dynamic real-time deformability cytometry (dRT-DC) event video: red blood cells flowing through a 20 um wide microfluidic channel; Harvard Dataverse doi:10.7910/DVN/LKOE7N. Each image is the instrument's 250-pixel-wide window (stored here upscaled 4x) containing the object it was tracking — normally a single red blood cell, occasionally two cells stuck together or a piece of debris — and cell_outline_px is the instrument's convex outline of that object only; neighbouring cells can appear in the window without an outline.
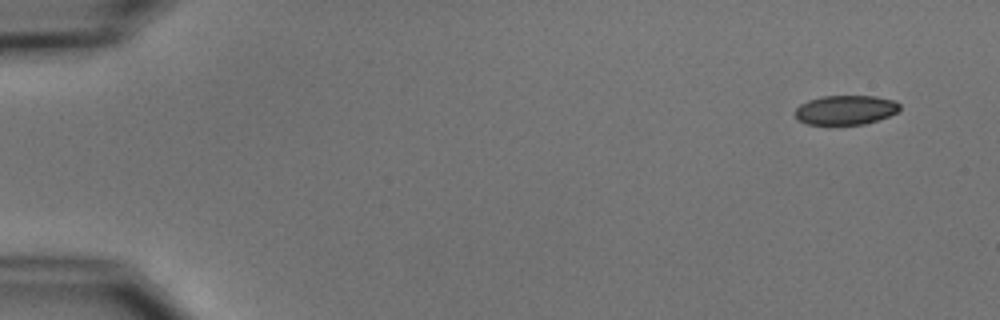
{"species": "common noctule bat (a hibernating species)", "species_latin": "Nyctalus noctula", "temperature_condition": "cold", "stored_images_in_passage": 4, "camera_frame_rate_fps": 3000, "um_per_image_px": 0.085, "animal": {"sex": "male", "body_mass_g": 15.6}, "frame": {"image": 1, "passage_image": 1, "time_ms": 0.0, "image_size_px": [1000, 320], "cell_outline_px": [[900, 108], [896, 112], [888, 116], [864, 124], [808, 124], [796, 120], [796, 108], [800, 104], [808, 100], [820, 96], [876, 96], [896, 100], [900, 104]], "centroid_in_image_um": [71.87, 9.33], "position_along_channel_um": 13.1, "area_um2": 17.92}}
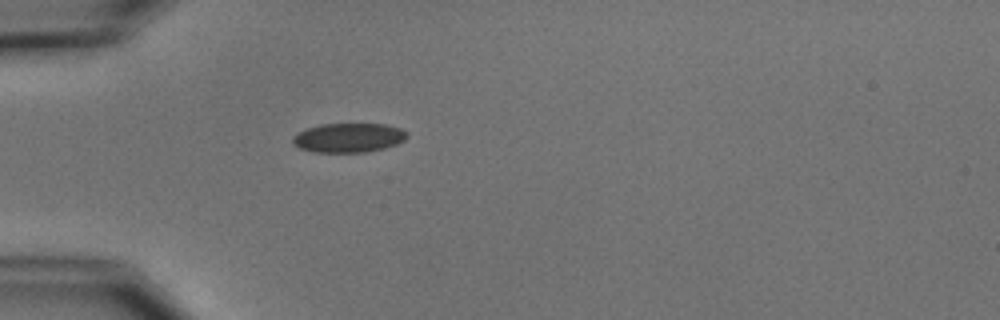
{"frame": {"image": 2, "passage_image": 4, "time_ms": 4.333, "image_size_px": [1000, 320], "cell_outline_px": [[408, 136], [404, 140], [396, 144], [384, 148], [364, 152], [312, 152], [300, 148], [292, 144], [292, 136], [308, 128], [320, 124], [384, 124], [400, 128], [408, 132]], "centroid_in_image_um": [29.62, 11.71], "position_along_channel_um": 55.4, "area_um2": 19.48}}